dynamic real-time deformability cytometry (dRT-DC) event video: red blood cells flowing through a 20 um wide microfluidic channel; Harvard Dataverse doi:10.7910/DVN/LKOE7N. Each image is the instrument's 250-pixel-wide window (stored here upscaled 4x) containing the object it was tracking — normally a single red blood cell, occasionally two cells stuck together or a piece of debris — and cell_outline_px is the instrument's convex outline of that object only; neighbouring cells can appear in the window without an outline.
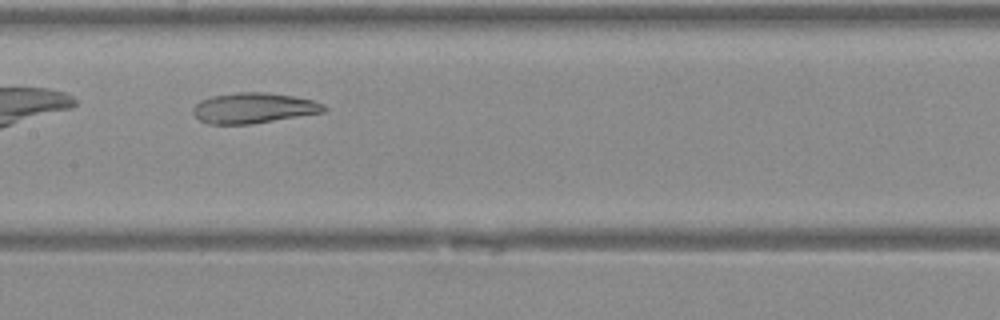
{"species": "Egyptian fruit bat (a non-hibernating species)", "species_latin": "Rousettus aegyptiacus", "temperature_condition": "warm", "stored_images_in_passage": 30, "camera_frame_rate_fps": 3000, "um_per_image_px": 0.085, "animal": {"sex": "female"}, "frame": {"image": 1, "passage_image": 9, "time_ms": 2.667, "image_size_px": [1000, 320], "cell_outline_px": [[328, 108], [324, 112], [248, 124], [208, 124], [200, 120], [192, 112], [192, 108], [200, 100], [212, 96], [240, 92], [264, 92], [292, 96], [312, 100], [324, 104]], "centroid_in_image_um": [21.54, 9.18], "position_along_channel_um": 185.9, "area_um2": 23.0}}